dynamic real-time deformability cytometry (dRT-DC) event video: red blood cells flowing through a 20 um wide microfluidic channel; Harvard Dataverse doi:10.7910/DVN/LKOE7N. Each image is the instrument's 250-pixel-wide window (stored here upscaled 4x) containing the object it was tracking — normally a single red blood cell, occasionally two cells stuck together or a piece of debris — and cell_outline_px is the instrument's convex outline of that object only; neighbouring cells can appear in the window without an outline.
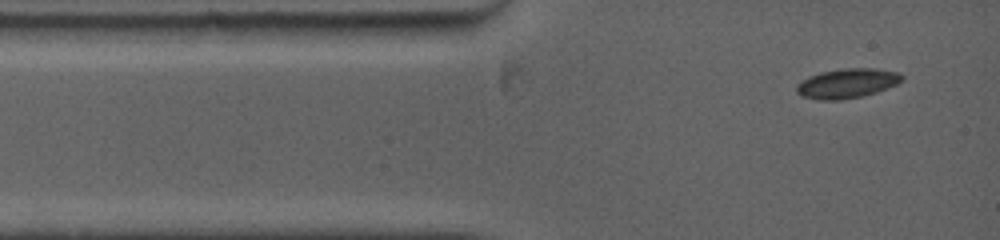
{"species": "common noctule bat (a hibernating species)", "species_latin": "Nyctalus noctula", "temperature_condition": "warm", "stored_images_in_passage": 24, "camera_frame_rate_fps": 5000, "um_per_image_px": 0.085, "animal": {"sex": "female", "body_mass_g": 19.0, "forearm_length_mm": 53.3}, "frame": {"image": 1, "passage_image": 1, "time_ms": 0.0, "image_size_px": [1000, 240], "cell_outline_px": [[904, 80], [896, 84], [876, 92], [860, 96], [840, 100], [820, 100], [800, 96], [796, 92], [796, 84], [808, 76], [820, 72], [844, 68], [876, 68], [896, 72], [904, 76]], "centroid_in_image_um": [71.97, 7.08], "position_along_channel_um": 13.0, "area_um2": 18.21}}
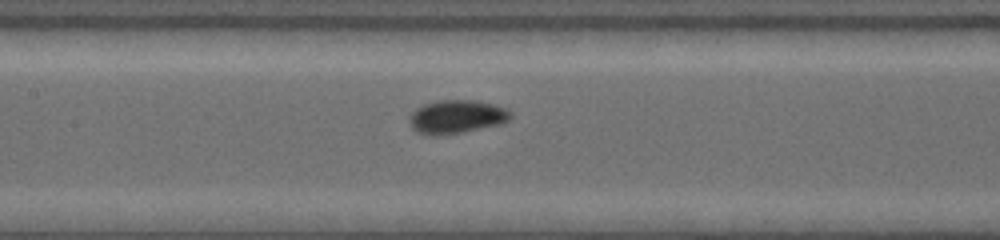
{"frame": {"image": 2, "passage_image": 14, "time_ms": 4.8, "image_size_px": [1000, 240], "cell_outline_px": [[512, 116], [508, 120], [500, 124], [464, 132], [432, 136], [416, 132], [412, 128], [408, 120], [408, 116], [416, 108], [424, 104], [440, 100], [476, 100], [492, 104], [504, 108], [512, 112]], "centroid_in_image_um": [38.77, 9.93], "position_along_channel_um": 168.6, "area_um2": 19.83}}
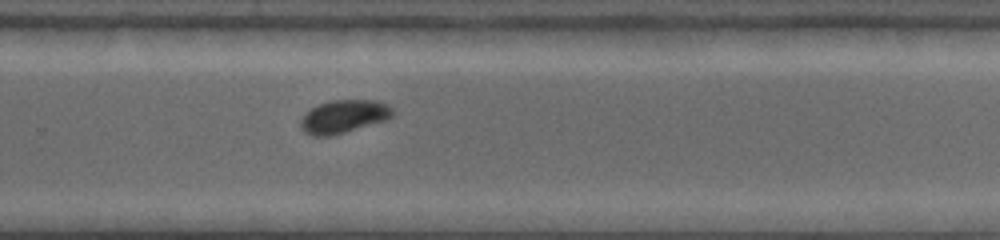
{"frame": {"image": 3, "passage_image": 24, "time_ms": 8.2, "image_size_px": [1000, 240], "cell_outline_px": [[396, 112], [388, 120], [332, 136], [312, 136], [304, 132], [300, 124], [300, 120], [312, 108], [320, 104], [332, 100], [376, 100], [388, 104]], "centroid_in_image_um": [29.27, 9.91], "position_along_channel_um": 300.5, "area_um2": 17.86}}